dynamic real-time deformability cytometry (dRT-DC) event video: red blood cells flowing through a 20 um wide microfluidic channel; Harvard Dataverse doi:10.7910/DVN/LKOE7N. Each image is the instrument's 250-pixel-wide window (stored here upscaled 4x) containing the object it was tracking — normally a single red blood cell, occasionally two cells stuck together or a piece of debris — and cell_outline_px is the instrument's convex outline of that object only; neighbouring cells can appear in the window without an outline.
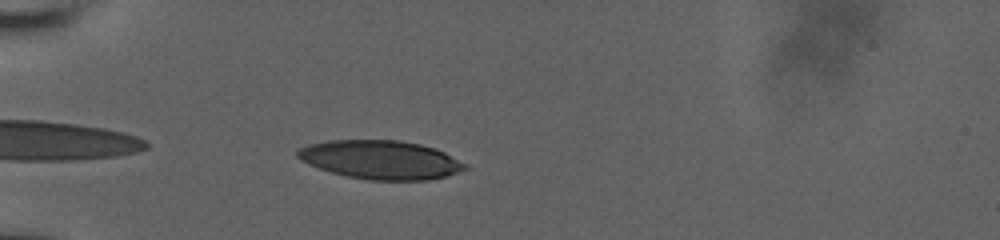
{"species": "human", "species_latin": "Homo sapiens", "temperature_condition": "room temperature", "stored_images_in_passage": 39, "camera_frame_rate_fps": 3000, "um_per_image_px": 0.085, "donor": {"sex": "male"}, "frame": {"image": 1, "passage_image": 2, "time_ms": 0.333, "image_size_px": [1000, 240], "cell_outline_px": [[468, 168], [444, 176], [428, 180], [368, 180], [348, 176], [332, 172], [308, 164], [300, 160], [296, 156], [296, 152], [300, 148], [308, 144], [328, 140], [400, 140], [420, 144], [436, 148], [468, 164]], "centroid_in_image_um": [32.35, 13.57], "position_along_channel_um": 52.7, "area_um2": 37.74}}
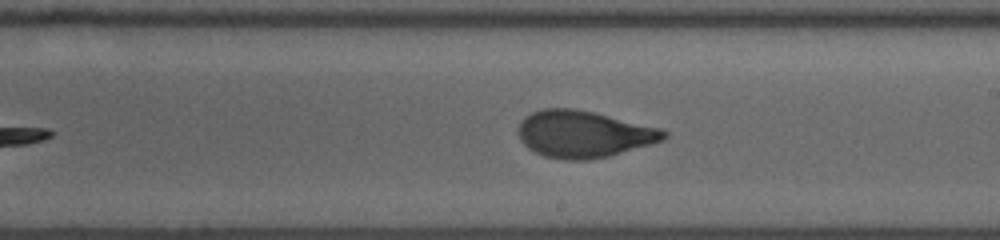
{"frame": {"image": 2, "passage_image": 18, "time_ms": 5.667, "image_size_px": [1000, 240], "cell_outline_px": [[668, 136], [664, 140], [652, 144], [608, 156], [588, 160], [564, 160], [544, 156], [528, 148], [520, 140], [516, 132], [520, 120], [532, 112], [544, 108], [572, 108], [596, 112], [660, 128], [668, 132]], "centroid_in_image_um": [49.59, 11.39], "position_along_channel_um": 239.4, "area_um2": 40.06}}
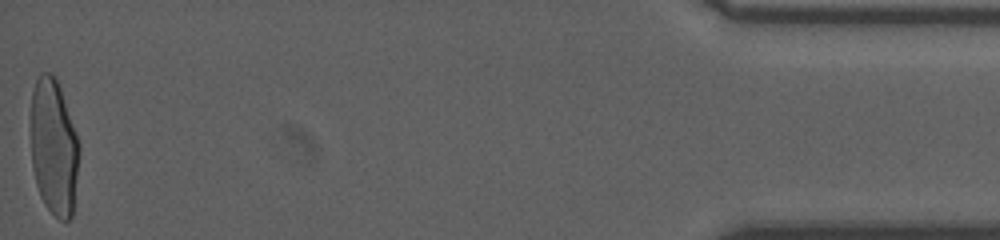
{"frame": {"image": 3, "passage_image": 39, "time_ms": 12.667, "image_size_px": [1000, 240], "cell_outline_px": [[80, 152], [72, 216], [68, 220], [60, 220], [44, 204], [40, 196], [36, 184], [32, 168], [32, 92], [36, 80], [40, 72], [52, 72], [56, 76], [80, 144]], "centroid_in_image_um": [4.59, 12.5], "position_along_channel_um": 430.6, "area_um2": 38.38}, "authors_computed_cell_mechanics": {"area_um2": 39.4196, "velocity_mm_per_s": 3.9404, "shape_relaxation_time_tau1_ms": 5.9896, "shape_relaxation_time_tau2_ms": 0.7807, "deformation_change_tau1": 0.2286, "deformation_change_tau2": 0.0709}}